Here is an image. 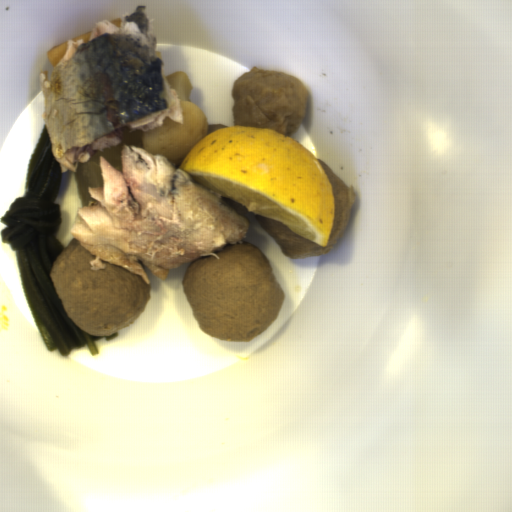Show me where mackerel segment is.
Returning a JSON list of instances; mask_svg holds the SVG:
<instances>
[{
    "instance_id": "mackerel-segment-1",
    "label": "mackerel segment",
    "mask_w": 512,
    "mask_h": 512,
    "mask_svg": "<svg viewBox=\"0 0 512 512\" xmlns=\"http://www.w3.org/2000/svg\"><path fill=\"white\" fill-rule=\"evenodd\" d=\"M121 171L99 157L102 185H89L90 202L78 208L69 234L94 258L140 277L149 270L166 281L170 269L213 256L243 242L251 223L221 194L194 183L166 155L136 145L119 150Z\"/></svg>"
},
{
    "instance_id": "mackerel-segment-2",
    "label": "mackerel segment",
    "mask_w": 512,
    "mask_h": 512,
    "mask_svg": "<svg viewBox=\"0 0 512 512\" xmlns=\"http://www.w3.org/2000/svg\"><path fill=\"white\" fill-rule=\"evenodd\" d=\"M147 5L117 26L93 25L88 42L67 40L51 76L39 73L43 118L61 173L77 172L95 154L122 143V130L152 131L166 117L184 125L181 101L169 86Z\"/></svg>"
}]
</instances>
